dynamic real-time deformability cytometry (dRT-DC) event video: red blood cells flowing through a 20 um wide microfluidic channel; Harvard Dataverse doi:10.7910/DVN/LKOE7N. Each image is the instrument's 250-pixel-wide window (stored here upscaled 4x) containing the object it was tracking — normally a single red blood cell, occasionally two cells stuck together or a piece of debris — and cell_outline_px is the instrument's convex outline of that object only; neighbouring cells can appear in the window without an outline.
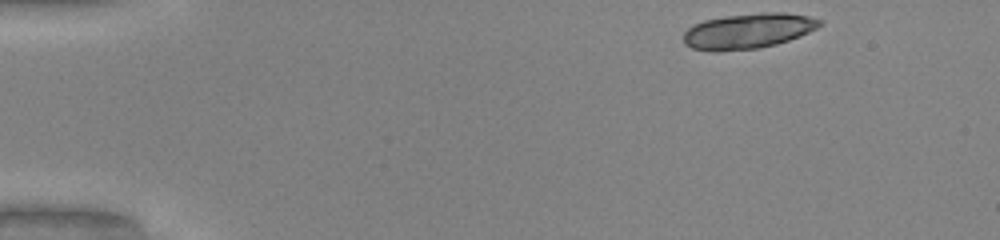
{"species": "common noctule bat (a hibernating species)", "species_latin": "Nyctalus noctula", "temperature_condition": "warm", "stored_images_in_passage": 13, "camera_frame_rate_fps": 3000, "um_per_image_px": 0.085, "animal": {"sex": "male", "body_mass_g": 20.0, "forearm_length_mm": 53.3}, "frame": {"image": 1, "passage_image": 1, "time_ms": 0.0, "image_size_px": [1000, 240], "cell_outline_px": [[824, 24], [800, 36], [776, 44], [760, 48], [720, 52], [712, 52], [692, 48], [684, 44], [684, 32], [688, 28], [704, 20], [724, 16], [760, 12], [784, 12], [808, 16], [824, 20]], "centroid_in_image_um": [63.6, 2.63], "position_along_channel_um": 21.4, "area_um2": 28.32}}